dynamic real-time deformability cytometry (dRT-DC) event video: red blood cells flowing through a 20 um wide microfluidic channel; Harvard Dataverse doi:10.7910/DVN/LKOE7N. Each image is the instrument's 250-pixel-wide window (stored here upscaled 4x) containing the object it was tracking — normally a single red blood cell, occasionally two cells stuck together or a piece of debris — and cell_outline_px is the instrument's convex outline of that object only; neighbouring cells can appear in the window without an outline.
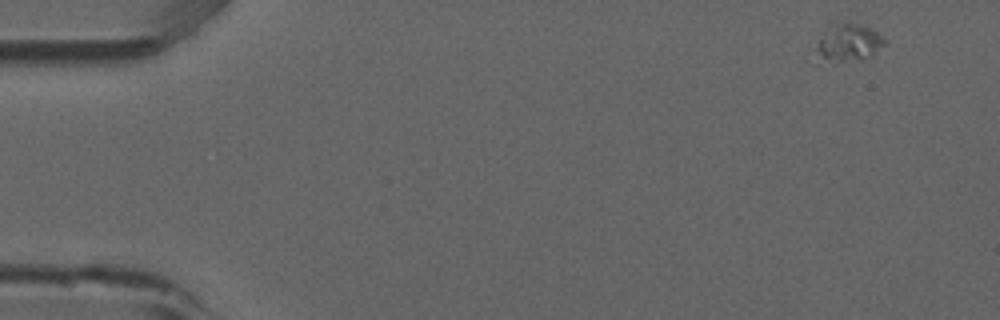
{"species": "common noctule bat (a hibernating species)", "species_latin": "Nyctalus noctula", "temperature_condition": "room temperature", "stored_images_in_passage": 5, "camera_frame_rate_fps": 3000, "um_per_image_px": 0.085, "animal": {"sex": "male", "forearm_length_mm": 52.5}, "frame": {"image": 1, "passage_image": 1, "time_ms": 0.0, "image_size_px": [1000, 320], "cell_outline_px": [[888, 40], [872, 56], [864, 60], [816, 64], [812, 64], [816, 44], [828, 20], [848, 20], [872, 28], [884, 36]], "centroid_in_image_um": [71.98, 3.62], "position_along_channel_um": 13.0, "area_um2": 16.99}}